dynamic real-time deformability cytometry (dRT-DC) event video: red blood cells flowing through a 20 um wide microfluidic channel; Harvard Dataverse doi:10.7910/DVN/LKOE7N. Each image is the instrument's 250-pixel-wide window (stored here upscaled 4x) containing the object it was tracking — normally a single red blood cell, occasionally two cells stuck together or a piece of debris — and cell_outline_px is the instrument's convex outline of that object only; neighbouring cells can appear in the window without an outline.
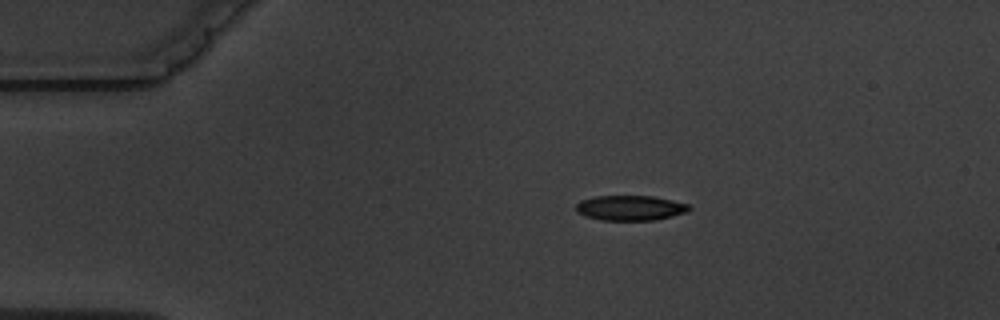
{"species": "common noctule bat (a hibernating species)", "species_latin": "Nyctalus noctula", "temperature_condition": "warm", "stored_images_in_passage": 2, "camera_frame_rate_fps": 3000, "um_per_image_px": 0.085, "animal": {"sex": "male", "body_mass_g": 19.5, "forearm_length_mm": 54.6}, "frame": {"image": 1, "passage_image": 1, "time_ms": 0.0, "image_size_px": [1000, 320], "cell_outline_px": [[692, 208], [688, 212], [656, 220], [600, 220], [584, 216], [576, 212], [576, 204], [580, 200], [596, 196], [652, 196], [672, 200], [688, 204]], "centroid_in_image_um": [53.56, 17.68], "position_along_channel_um": 31.4, "area_um2": 16.65}}